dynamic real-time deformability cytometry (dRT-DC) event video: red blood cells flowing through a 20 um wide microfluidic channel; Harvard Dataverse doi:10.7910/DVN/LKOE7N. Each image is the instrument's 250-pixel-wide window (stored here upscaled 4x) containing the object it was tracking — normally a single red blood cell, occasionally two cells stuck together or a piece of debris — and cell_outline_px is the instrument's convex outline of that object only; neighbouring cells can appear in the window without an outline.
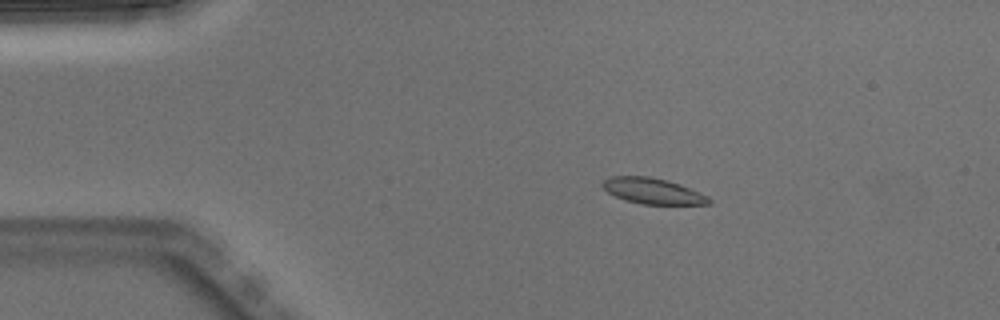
{"species": "Egyptian fruit bat (a non-hibernating species)", "species_latin": "Rousettus aegyptiacus", "temperature_condition": "warm", "stored_images_in_passage": 4, "camera_frame_rate_fps": 3000, "um_per_image_px": 0.085, "animal": {"sex": "male"}, "frame": {"image": 1, "passage_image": 3, "time_ms": 0.667, "image_size_px": [1000, 320], "cell_outline_px": [[712, 204], [640, 204], [624, 200], [608, 192], [600, 184], [604, 180], [612, 176], [648, 176], [668, 180], [680, 184], [708, 196], [712, 200]], "centroid_in_image_um": [55.49, 16.23], "position_along_channel_um": 29.5, "area_um2": 16.01}}